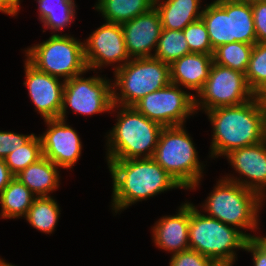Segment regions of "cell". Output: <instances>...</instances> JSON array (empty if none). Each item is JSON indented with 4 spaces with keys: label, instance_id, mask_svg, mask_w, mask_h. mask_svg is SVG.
Listing matches in <instances>:
<instances>
[{
    "label": "cell",
    "instance_id": "6da1fadb",
    "mask_svg": "<svg viewBox=\"0 0 266 266\" xmlns=\"http://www.w3.org/2000/svg\"><path fill=\"white\" fill-rule=\"evenodd\" d=\"M105 162L112 178L110 209L115 216L137 202L173 189H183L152 158L106 159Z\"/></svg>",
    "mask_w": 266,
    "mask_h": 266
},
{
    "label": "cell",
    "instance_id": "7a4b0ae2",
    "mask_svg": "<svg viewBox=\"0 0 266 266\" xmlns=\"http://www.w3.org/2000/svg\"><path fill=\"white\" fill-rule=\"evenodd\" d=\"M204 114L213 130L208 153L210 160L266 139V107L256 97L237 106L219 107Z\"/></svg>",
    "mask_w": 266,
    "mask_h": 266
},
{
    "label": "cell",
    "instance_id": "3957f363",
    "mask_svg": "<svg viewBox=\"0 0 266 266\" xmlns=\"http://www.w3.org/2000/svg\"><path fill=\"white\" fill-rule=\"evenodd\" d=\"M208 195L202 205H195L203 214L238 228L249 239L258 234L261 229L259 214L265 205L258 193L222 176Z\"/></svg>",
    "mask_w": 266,
    "mask_h": 266
},
{
    "label": "cell",
    "instance_id": "277c9868",
    "mask_svg": "<svg viewBox=\"0 0 266 266\" xmlns=\"http://www.w3.org/2000/svg\"><path fill=\"white\" fill-rule=\"evenodd\" d=\"M110 114L116 121L105 135V159L152 158L164 127L133 106L113 104Z\"/></svg>",
    "mask_w": 266,
    "mask_h": 266
},
{
    "label": "cell",
    "instance_id": "5b68a950",
    "mask_svg": "<svg viewBox=\"0 0 266 266\" xmlns=\"http://www.w3.org/2000/svg\"><path fill=\"white\" fill-rule=\"evenodd\" d=\"M186 125L164 127L152 156L176 182L188 191H196L204 178L206 166Z\"/></svg>",
    "mask_w": 266,
    "mask_h": 266
},
{
    "label": "cell",
    "instance_id": "8992f818",
    "mask_svg": "<svg viewBox=\"0 0 266 266\" xmlns=\"http://www.w3.org/2000/svg\"><path fill=\"white\" fill-rule=\"evenodd\" d=\"M249 238L238 228L203 214L190 201L189 249L212 259L218 266H234L238 251Z\"/></svg>",
    "mask_w": 266,
    "mask_h": 266
},
{
    "label": "cell",
    "instance_id": "52a82bcc",
    "mask_svg": "<svg viewBox=\"0 0 266 266\" xmlns=\"http://www.w3.org/2000/svg\"><path fill=\"white\" fill-rule=\"evenodd\" d=\"M113 104L133 106L171 83L170 65L154 57L132 58L113 72Z\"/></svg>",
    "mask_w": 266,
    "mask_h": 266
},
{
    "label": "cell",
    "instance_id": "ba28073f",
    "mask_svg": "<svg viewBox=\"0 0 266 266\" xmlns=\"http://www.w3.org/2000/svg\"><path fill=\"white\" fill-rule=\"evenodd\" d=\"M24 49V58L31 65L63 81L88 70L83 41L71 33L50 35L43 42Z\"/></svg>",
    "mask_w": 266,
    "mask_h": 266
},
{
    "label": "cell",
    "instance_id": "9c48e42d",
    "mask_svg": "<svg viewBox=\"0 0 266 266\" xmlns=\"http://www.w3.org/2000/svg\"><path fill=\"white\" fill-rule=\"evenodd\" d=\"M89 71L65 81L60 119L68 120L69 108L76 115L88 117L111 113L112 79L106 75L97 74L98 71L93 76L84 77Z\"/></svg>",
    "mask_w": 266,
    "mask_h": 266
},
{
    "label": "cell",
    "instance_id": "30bf717a",
    "mask_svg": "<svg viewBox=\"0 0 266 266\" xmlns=\"http://www.w3.org/2000/svg\"><path fill=\"white\" fill-rule=\"evenodd\" d=\"M255 97L245 74L213 62L209 78L195 96V110L198 114L209 110L237 106Z\"/></svg>",
    "mask_w": 266,
    "mask_h": 266
},
{
    "label": "cell",
    "instance_id": "8fae6325",
    "mask_svg": "<svg viewBox=\"0 0 266 266\" xmlns=\"http://www.w3.org/2000/svg\"><path fill=\"white\" fill-rule=\"evenodd\" d=\"M188 90L170 83L149 93L133 107L151 121L163 127L186 125V121L197 115L195 96Z\"/></svg>",
    "mask_w": 266,
    "mask_h": 266
},
{
    "label": "cell",
    "instance_id": "7c38bea8",
    "mask_svg": "<svg viewBox=\"0 0 266 266\" xmlns=\"http://www.w3.org/2000/svg\"><path fill=\"white\" fill-rule=\"evenodd\" d=\"M84 56L88 70L122 67L131 58L127 52L121 24L105 22L83 40Z\"/></svg>",
    "mask_w": 266,
    "mask_h": 266
},
{
    "label": "cell",
    "instance_id": "4fadbf2b",
    "mask_svg": "<svg viewBox=\"0 0 266 266\" xmlns=\"http://www.w3.org/2000/svg\"><path fill=\"white\" fill-rule=\"evenodd\" d=\"M44 122L47 129L39 134L42 155L61 169H73L82 156L79 132L67 120L55 118Z\"/></svg>",
    "mask_w": 266,
    "mask_h": 266
},
{
    "label": "cell",
    "instance_id": "5bb4252c",
    "mask_svg": "<svg viewBox=\"0 0 266 266\" xmlns=\"http://www.w3.org/2000/svg\"><path fill=\"white\" fill-rule=\"evenodd\" d=\"M224 158L235 172L223 177L258 193L266 201V139L232 150Z\"/></svg>",
    "mask_w": 266,
    "mask_h": 266
},
{
    "label": "cell",
    "instance_id": "9a60e30c",
    "mask_svg": "<svg viewBox=\"0 0 266 266\" xmlns=\"http://www.w3.org/2000/svg\"><path fill=\"white\" fill-rule=\"evenodd\" d=\"M23 61L25 71L23 85L28 90L35 112L37 111L43 120L59 118L65 81L39 71L26 59Z\"/></svg>",
    "mask_w": 266,
    "mask_h": 266
},
{
    "label": "cell",
    "instance_id": "2e32d148",
    "mask_svg": "<svg viewBox=\"0 0 266 266\" xmlns=\"http://www.w3.org/2000/svg\"><path fill=\"white\" fill-rule=\"evenodd\" d=\"M130 58L153 57L162 32L160 16L155 7L121 24Z\"/></svg>",
    "mask_w": 266,
    "mask_h": 266
},
{
    "label": "cell",
    "instance_id": "e0dca14e",
    "mask_svg": "<svg viewBox=\"0 0 266 266\" xmlns=\"http://www.w3.org/2000/svg\"><path fill=\"white\" fill-rule=\"evenodd\" d=\"M190 202L183 201L175 214L161 216L151 226L156 248L171 255L189 249Z\"/></svg>",
    "mask_w": 266,
    "mask_h": 266
},
{
    "label": "cell",
    "instance_id": "ac0fdd59",
    "mask_svg": "<svg viewBox=\"0 0 266 266\" xmlns=\"http://www.w3.org/2000/svg\"><path fill=\"white\" fill-rule=\"evenodd\" d=\"M212 64L213 54L184 55L170 64L171 83L191 91V94L195 91L196 96L209 78Z\"/></svg>",
    "mask_w": 266,
    "mask_h": 266
},
{
    "label": "cell",
    "instance_id": "d6986e66",
    "mask_svg": "<svg viewBox=\"0 0 266 266\" xmlns=\"http://www.w3.org/2000/svg\"><path fill=\"white\" fill-rule=\"evenodd\" d=\"M60 167L42 156L22 170L17 177L37 197L52 196L61 185Z\"/></svg>",
    "mask_w": 266,
    "mask_h": 266
},
{
    "label": "cell",
    "instance_id": "ffe728a7",
    "mask_svg": "<svg viewBox=\"0 0 266 266\" xmlns=\"http://www.w3.org/2000/svg\"><path fill=\"white\" fill-rule=\"evenodd\" d=\"M202 0H165L154 4L163 29L183 30L187 25L201 19ZM203 5V6H202Z\"/></svg>",
    "mask_w": 266,
    "mask_h": 266
},
{
    "label": "cell",
    "instance_id": "44dd1931",
    "mask_svg": "<svg viewBox=\"0 0 266 266\" xmlns=\"http://www.w3.org/2000/svg\"><path fill=\"white\" fill-rule=\"evenodd\" d=\"M38 4V20L43 33L51 30V35H62V31L74 23L78 10L75 0H34Z\"/></svg>",
    "mask_w": 266,
    "mask_h": 266
},
{
    "label": "cell",
    "instance_id": "7402d4cb",
    "mask_svg": "<svg viewBox=\"0 0 266 266\" xmlns=\"http://www.w3.org/2000/svg\"><path fill=\"white\" fill-rule=\"evenodd\" d=\"M229 15L230 43H257L251 4L240 0L217 2Z\"/></svg>",
    "mask_w": 266,
    "mask_h": 266
},
{
    "label": "cell",
    "instance_id": "603a6c76",
    "mask_svg": "<svg viewBox=\"0 0 266 266\" xmlns=\"http://www.w3.org/2000/svg\"><path fill=\"white\" fill-rule=\"evenodd\" d=\"M36 197L17 177H14L0 193V218H25Z\"/></svg>",
    "mask_w": 266,
    "mask_h": 266
},
{
    "label": "cell",
    "instance_id": "cb8c5ba5",
    "mask_svg": "<svg viewBox=\"0 0 266 266\" xmlns=\"http://www.w3.org/2000/svg\"><path fill=\"white\" fill-rule=\"evenodd\" d=\"M153 7V0H97L93 9L101 13L104 22L122 24L147 13Z\"/></svg>",
    "mask_w": 266,
    "mask_h": 266
},
{
    "label": "cell",
    "instance_id": "d4e9b609",
    "mask_svg": "<svg viewBox=\"0 0 266 266\" xmlns=\"http://www.w3.org/2000/svg\"><path fill=\"white\" fill-rule=\"evenodd\" d=\"M60 212L61 207L54 196H41L34 199L24 219L34 229L51 236L56 231Z\"/></svg>",
    "mask_w": 266,
    "mask_h": 266
},
{
    "label": "cell",
    "instance_id": "484cf974",
    "mask_svg": "<svg viewBox=\"0 0 266 266\" xmlns=\"http://www.w3.org/2000/svg\"><path fill=\"white\" fill-rule=\"evenodd\" d=\"M201 19L206 25L213 50L230 43L229 15L217 3H205Z\"/></svg>",
    "mask_w": 266,
    "mask_h": 266
},
{
    "label": "cell",
    "instance_id": "4316f807",
    "mask_svg": "<svg viewBox=\"0 0 266 266\" xmlns=\"http://www.w3.org/2000/svg\"><path fill=\"white\" fill-rule=\"evenodd\" d=\"M253 46L237 41L221 45L214 50L213 62L245 74Z\"/></svg>",
    "mask_w": 266,
    "mask_h": 266
},
{
    "label": "cell",
    "instance_id": "83f0119b",
    "mask_svg": "<svg viewBox=\"0 0 266 266\" xmlns=\"http://www.w3.org/2000/svg\"><path fill=\"white\" fill-rule=\"evenodd\" d=\"M189 53L190 50L183 30L162 29L153 57L170 65Z\"/></svg>",
    "mask_w": 266,
    "mask_h": 266
},
{
    "label": "cell",
    "instance_id": "f1b7e54d",
    "mask_svg": "<svg viewBox=\"0 0 266 266\" xmlns=\"http://www.w3.org/2000/svg\"><path fill=\"white\" fill-rule=\"evenodd\" d=\"M42 156L41 140L35 134L26 144L9 153L4 160L10 172L16 176Z\"/></svg>",
    "mask_w": 266,
    "mask_h": 266
},
{
    "label": "cell",
    "instance_id": "f546056e",
    "mask_svg": "<svg viewBox=\"0 0 266 266\" xmlns=\"http://www.w3.org/2000/svg\"><path fill=\"white\" fill-rule=\"evenodd\" d=\"M245 77L255 94L266 83V43L254 44Z\"/></svg>",
    "mask_w": 266,
    "mask_h": 266
},
{
    "label": "cell",
    "instance_id": "4dcf8cb0",
    "mask_svg": "<svg viewBox=\"0 0 266 266\" xmlns=\"http://www.w3.org/2000/svg\"><path fill=\"white\" fill-rule=\"evenodd\" d=\"M190 53L213 54L205 23L199 19L183 29Z\"/></svg>",
    "mask_w": 266,
    "mask_h": 266
},
{
    "label": "cell",
    "instance_id": "1f68e13d",
    "mask_svg": "<svg viewBox=\"0 0 266 266\" xmlns=\"http://www.w3.org/2000/svg\"><path fill=\"white\" fill-rule=\"evenodd\" d=\"M168 266H218L212 259L188 249L170 256Z\"/></svg>",
    "mask_w": 266,
    "mask_h": 266
},
{
    "label": "cell",
    "instance_id": "d6a6232c",
    "mask_svg": "<svg viewBox=\"0 0 266 266\" xmlns=\"http://www.w3.org/2000/svg\"><path fill=\"white\" fill-rule=\"evenodd\" d=\"M35 134H22L14 131L0 130V159L26 144Z\"/></svg>",
    "mask_w": 266,
    "mask_h": 266
},
{
    "label": "cell",
    "instance_id": "836d02e7",
    "mask_svg": "<svg viewBox=\"0 0 266 266\" xmlns=\"http://www.w3.org/2000/svg\"><path fill=\"white\" fill-rule=\"evenodd\" d=\"M257 43H266V1L251 4Z\"/></svg>",
    "mask_w": 266,
    "mask_h": 266
},
{
    "label": "cell",
    "instance_id": "e575fe53",
    "mask_svg": "<svg viewBox=\"0 0 266 266\" xmlns=\"http://www.w3.org/2000/svg\"><path fill=\"white\" fill-rule=\"evenodd\" d=\"M251 253L253 266H266V235H256L249 239V244L245 250Z\"/></svg>",
    "mask_w": 266,
    "mask_h": 266
},
{
    "label": "cell",
    "instance_id": "d590c367",
    "mask_svg": "<svg viewBox=\"0 0 266 266\" xmlns=\"http://www.w3.org/2000/svg\"><path fill=\"white\" fill-rule=\"evenodd\" d=\"M22 0H0V12L10 17H17L20 13Z\"/></svg>",
    "mask_w": 266,
    "mask_h": 266
},
{
    "label": "cell",
    "instance_id": "8d00e7d4",
    "mask_svg": "<svg viewBox=\"0 0 266 266\" xmlns=\"http://www.w3.org/2000/svg\"><path fill=\"white\" fill-rule=\"evenodd\" d=\"M15 176L10 172L5 160L0 159V193Z\"/></svg>",
    "mask_w": 266,
    "mask_h": 266
},
{
    "label": "cell",
    "instance_id": "74e56055",
    "mask_svg": "<svg viewBox=\"0 0 266 266\" xmlns=\"http://www.w3.org/2000/svg\"><path fill=\"white\" fill-rule=\"evenodd\" d=\"M256 99L266 107V83L264 86L255 94Z\"/></svg>",
    "mask_w": 266,
    "mask_h": 266
},
{
    "label": "cell",
    "instance_id": "f35d334b",
    "mask_svg": "<svg viewBox=\"0 0 266 266\" xmlns=\"http://www.w3.org/2000/svg\"><path fill=\"white\" fill-rule=\"evenodd\" d=\"M0 266H17V265L7 262L5 259L1 258L0 256Z\"/></svg>",
    "mask_w": 266,
    "mask_h": 266
},
{
    "label": "cell",
    "instance_id": "ab89813d",
    "mask_svg": "<svg viewBox=\"0 0 266 266\" xmlns=\"http://www.w3.org/2000/svg\"><path fill=\"white\" fill-rule=\"evenodd\" d=\"M240 1L247 2L249 4H252V3H255V2H263V1H266V0H240Z\"/></svg>",
    "mask_w": 266,
    "mask_h": 266
},
{
    "label": "cell",
    "instance_id": "60d3db41",
    "mask_svg": "<svg viewBox=\"0 0 266 266\" xmlns=\"http://www.w3.org/2000/svg\"><path fill=\"white\" fill-rule=\"evenodd\" d=\"M162 1H165V0H153L154 4H156L158 2H162Z\"/></svg>",
    "mask_w": 266,
    "mask_h": 266
}]
</instances>
